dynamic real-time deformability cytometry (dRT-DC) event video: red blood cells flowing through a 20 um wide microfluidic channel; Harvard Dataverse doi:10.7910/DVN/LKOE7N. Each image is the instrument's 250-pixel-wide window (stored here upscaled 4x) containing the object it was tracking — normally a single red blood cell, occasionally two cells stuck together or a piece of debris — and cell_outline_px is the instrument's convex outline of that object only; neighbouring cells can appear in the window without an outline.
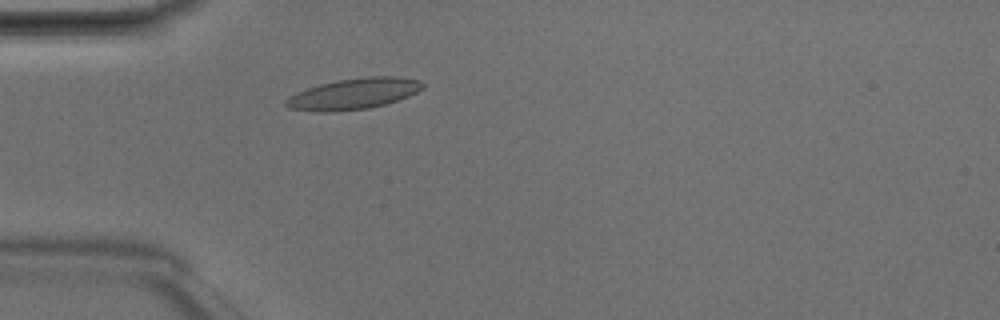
{"species": "Egyptian fruit bat (a non-hibernating species)", "species_latin": "Rousettus aegyptiacus", "temperature_condition": "room temperature", "stored_images_in_passage": 42, "camera_frame_rate_fps": 3000, "um_per_image_px": 0.085, "animal": {"sex": "male"}, "frame": {"image": 1, "passage_image": 8, "time_ms": 2.333, "image_size_px": [1000, 320], "cell_outline_px": [[424, 88], [408, 96], [384, 104], [368, 108], [332, 112], [312, 112], [288, 108], [284, 104], [284, 100], [288, 96], [296, 92], [320, 84], [340, 80], [368, 76], [396, 76], [420, 80], [424, 84]], "centroid_in_image_um": [30.02, 7.98], "position_along_channel_um": 55.0, "area_um2": 24.74}}
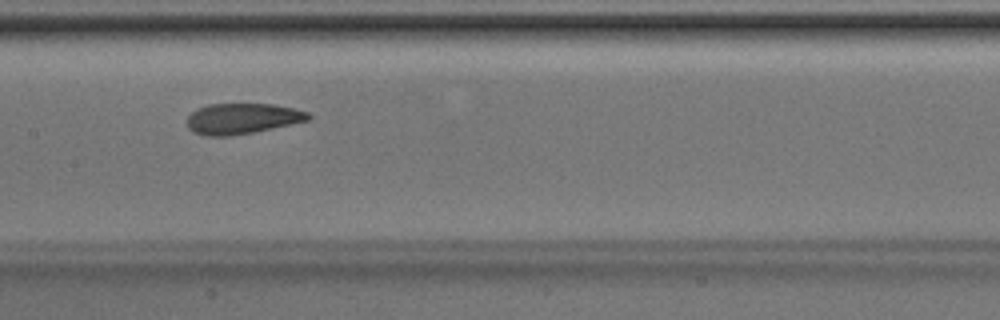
{"frame": {"image": 2, "passage_image": 18, "time_ms": 5.667, "image_size_px": [1000, 320], "cell_outline_px": [[312, 116], [308, 120], [272, 128], [252, 132], [228, 136], [204, 136], [192, 132], [188, 128], [188, 116], [196, 108], [208, 104], [272, 104], [296, 108], [308, 112]], "centroid_in_image_um": [20.57, 10.07], "position_along_channel_um": 186.8, "area_um2": 21.68}}
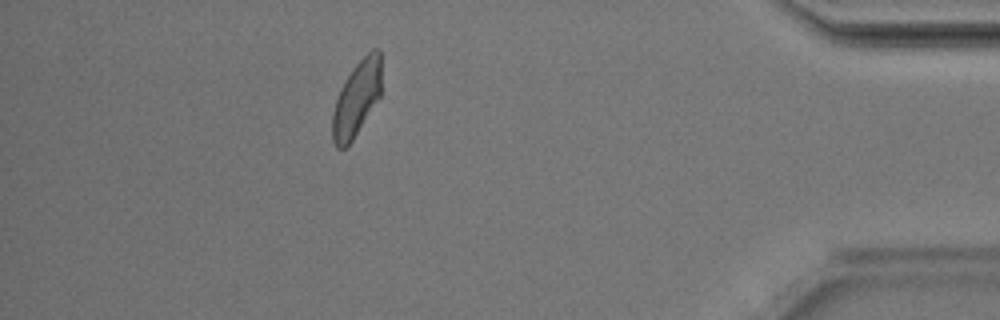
{"frame": {"image": 3, "passage_image": 37, "time_ms": 12.0, "image_size_px": [1000, 320], "cell_outline_px": [[380, 96], [352, 140], [344, 148], [336, 148], [332, 140], [332, 112], [340, 88], [356, 64], [372, 48], [380, 48]], "centroid_in_image_um": [30.29, 8.38], "position_along_channel_um": 404.9, "area_um2": 21.1}, "authors_computed_cell_mechanics": {"area_um2": 22.2819, "velocity_mm_per_s": 4.1737, "shape_relaxation_time_tau1_ms": 9.3787, "shape_relaxation_time_tau2_ms": 1.6007, "deformation_change_tau1": 0.213, "deformation_change_tau2": 0.0874}}